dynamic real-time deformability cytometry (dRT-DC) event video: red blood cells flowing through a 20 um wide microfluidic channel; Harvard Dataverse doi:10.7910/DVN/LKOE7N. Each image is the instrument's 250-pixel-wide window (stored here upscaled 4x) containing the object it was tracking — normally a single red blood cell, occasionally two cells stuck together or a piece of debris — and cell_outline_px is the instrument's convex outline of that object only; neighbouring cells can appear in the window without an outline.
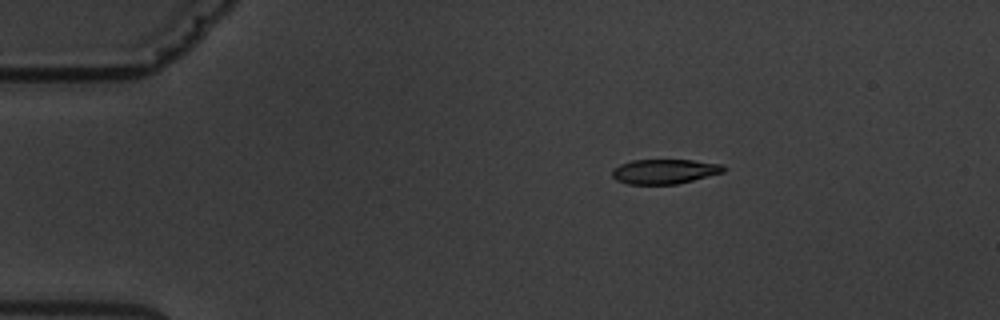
{"species": "common noctule bat (a hibernating species)", "species_latin": "Nyctalus noctula", "temperature_condition": "warm", "stored_images_in_passage": 6, "camera_frame_rate_fps": 3000, "um_per_image_px": 0.085, "animal": {"sex": "male", "body_mass_g": 19.5, "forearm_length_mm": 54.6}, "frame": {"image": 1, "passage_image": 4, "time_ms": 3.333, "image_size_px": [1000, 320], "cell_outline_px": [[724, 172], [676, 184], [628, 184], [616, 180], [612, 176], [612, 168], [620, 164], [632, 160], [692, 160], [724, 164]], "centroid_in_image_um": [56.46, 14.57], "position_along_channel_um": 28.5, "area_um2": 16.01}}